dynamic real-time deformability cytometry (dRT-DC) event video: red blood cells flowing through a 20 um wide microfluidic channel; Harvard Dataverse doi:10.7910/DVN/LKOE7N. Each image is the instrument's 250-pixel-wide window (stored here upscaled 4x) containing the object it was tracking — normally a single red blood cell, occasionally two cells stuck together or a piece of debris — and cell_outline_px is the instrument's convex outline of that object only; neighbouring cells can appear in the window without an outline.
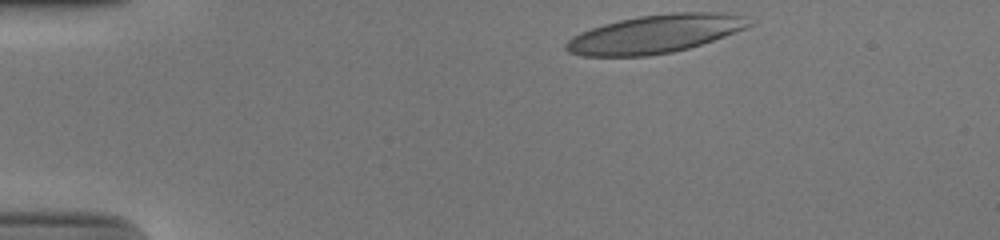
{"species": "human", "species_latin": "Homo sapiens", "temperature_condition": "cold", "stored_images_in_passage": 36, "camera_frame_rate_fps": 3000, "um_per_image_px": 0.085, "donor": {"sex": "male"}, "frame": {"image": 1, "passage_image": 1, "time_ms": 0.0, "image_size_px": [1000, 240], "cell_outline_px": [[752, 24], [748, 28], [688, 48], [672, 52], [648, 56], [580, 56], [568, 52], [564, 48], [564, 44], [568, 40], [580, 32], [604, 24], [620, 20], [640, 16], [672, 12], [716, 12], [744, 16]], "centroid_in_image_um": [55.66, 2.89], "position_along_channel_um": 29.3, "area_um2": 40.63}}
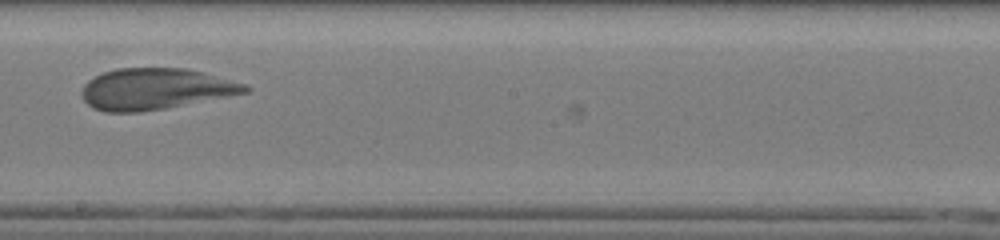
{"frame": {"image": 2, "passage_image": 23, "time_ms": 7.333, "image_size_px": [1000, 240], "cell_outline_px": [[252, 88], [248, 92], [164, 108], [140, 112], [104, 112], [92, 108], [84, 100], [84, 84], [88, 80], [104, 72], [116, 68], [184, 68], [204, 72], [244, 84]], "centroid_in_image_um": [13.19, 7.56], "position_along_channel_um": 235.0, "area_um2": 38.78}}
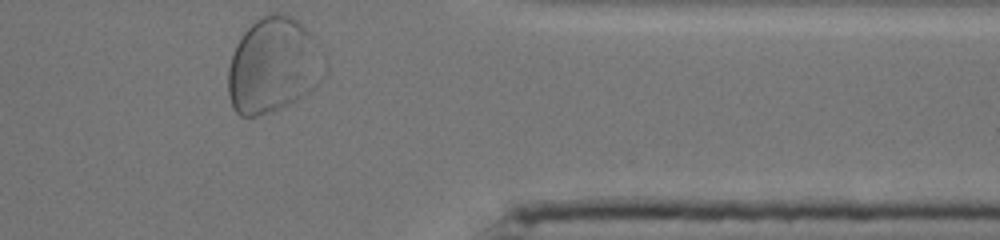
{"frame": {"image": 3, "passage_image": 36, "time_ms": 11.667, "image_size_px": [1000, 240], "cell_outline_px": [[328, 72], [308, 92], [296, 100], [272, 112], [256, 116], [240, 116], [232, 108], [228, 96], [228, 68], [236, 44], [244, 32], [256, 20], [268, 12], [280, 12], [296, 20], [312, 32], [328, 68]], "centroid_in_image_um": [23.24, 5.56], "position_along_channel_um": 388.2, "area_um2": 53.81}, "authors_computed_cell_mechanics": {"area_um2": 39.6219, "velocity_mm_per_s": 3.8141, "shape_relaxation_time_tau1_ms": 4.9612, "shape_relaxation_time_tau2_ms": null, "deformation_change_tau1": 0.2197, "deformation_change_tau2": null}}